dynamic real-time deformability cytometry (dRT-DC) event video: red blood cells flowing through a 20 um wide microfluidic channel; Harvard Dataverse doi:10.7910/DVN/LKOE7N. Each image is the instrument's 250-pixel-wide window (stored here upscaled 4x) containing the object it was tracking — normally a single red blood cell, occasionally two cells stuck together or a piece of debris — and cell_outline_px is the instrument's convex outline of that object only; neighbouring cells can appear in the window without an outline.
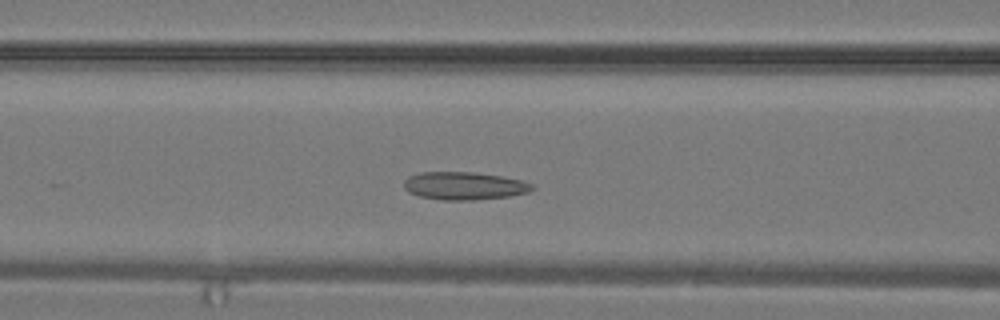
{"species": "common noctule bat (a hibernating species)", "species_latin": "Nyctalus noctula", "temperature_condition": "warm", "stored_images_in_passage": 29, "camera_frame_rate_fps": 3000, "um_per_image_px": 0.085, "animal": {"sex": "male", "body_mass_g": 19.2, "forearm_length_mm": 51.8}, "frame": {"image": 1, "passage_image": 10, "time_ms": 3.0, "image_size_px": [1000, 320], "cell_outline_px": [[536, 188], [528, 192], [508, 196], [472, 200], [440, 200], [420, 196], [408, 192], [404, 188], [404, 180], [408, 176], [420, 172], [472, 172], [504, 176], [520, 180], [532, 184]], "centroid_in_image_um": [39.44, 15.79], "position_along_channel_um": 127.2, "area_um2": 20.87}}
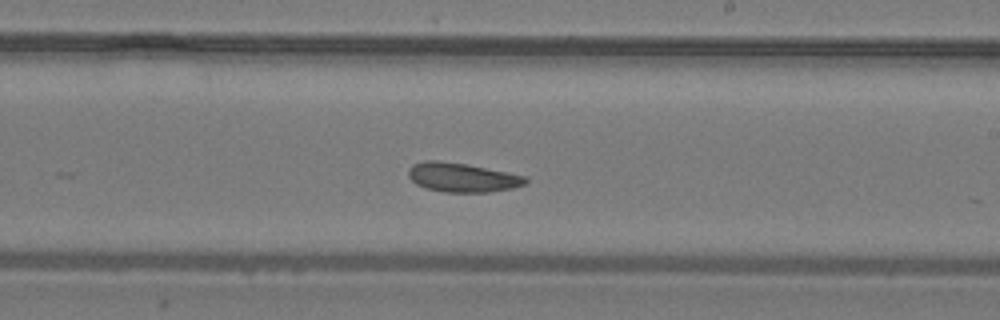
{"frame": {"image": 2, "passage_image": 16, "time_ms": 5.0, "image_size_px": [1000, 320], "cell_outline_px": [[528, 180], [524, 184], [512, 188], [488, 192], [444, 192], [428, 188], [416, 184], [408, 176], [408, 168], [412, 164], [424, 160], [436, 160], [468, 164], [528, 176]], "centroid_in_image_um": [39.29, 15.07], "position_along_channel_um": 249.7, "area_um2": 20.0}}
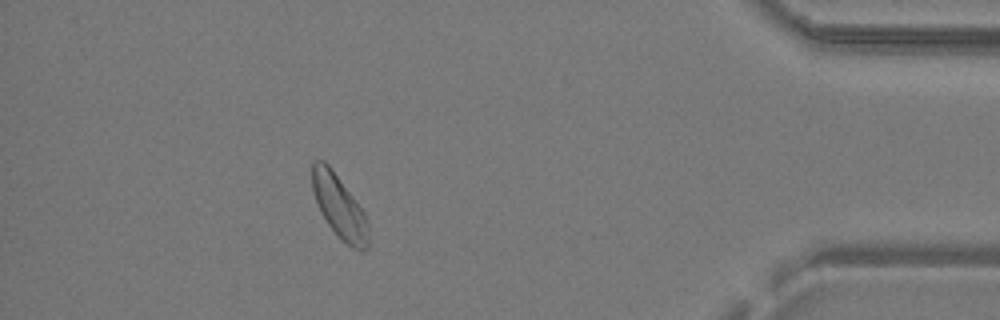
{"frame": {"image": 3, "passage_image": 26, "time_ms": 8.333, "image_size_px": [1000, 320], "cell_outline_px": [[368, 248], [364, 252], [360, 252], [352, 248], [328, 224], [320, 212], [312, 188], [312, 160], [324, 160], [328, 164], [364, 212], [368, 232]], "centroid_in_image_um": [28.83, 17.56], "position_along_channel_um": 406.4, "area_um2": 20.17}}